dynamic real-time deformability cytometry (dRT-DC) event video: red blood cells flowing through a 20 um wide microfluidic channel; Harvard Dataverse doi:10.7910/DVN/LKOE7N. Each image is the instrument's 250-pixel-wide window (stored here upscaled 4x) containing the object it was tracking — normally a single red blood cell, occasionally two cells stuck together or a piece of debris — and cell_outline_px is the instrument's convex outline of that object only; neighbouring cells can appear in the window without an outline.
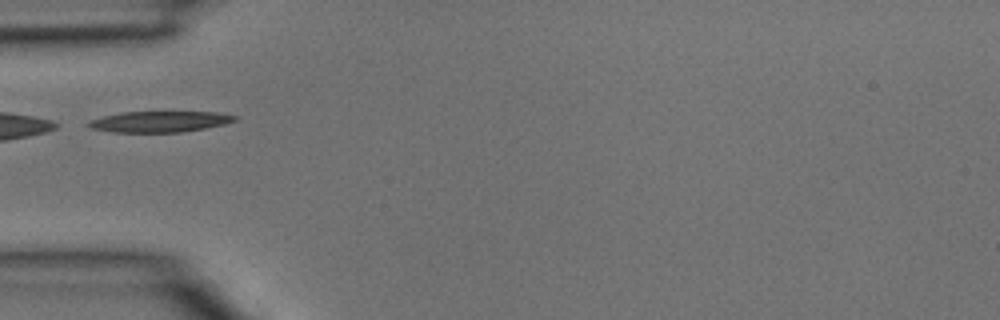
{"species": "common noctule bat (a hibernating species)", "species_latin": "Nyctalus noctula", "temperature_condition": "room temperature", "stored_images_in_passage": 2, "camera_frame_rate_fps": 3000, "um_per_image_px": 0.085, "animal": {"sex": "male", "body_mass_g": 15.6}, "frame": {"image": 1, "passage_image": 1, "time_ms": 0.0, "image_size_px": [1000, 320], "cell_outline_px": [[240, 116], [236, 120], [224, 124], [204, 128], [180, 132], [112, 132], [92, 128], [84, 124], [88, 120], [120, 112], [220, 112]], "centroid_in_image_um": [13.56, 10.33], "position_along_channel_um": 71.4, "area_um2": 17.92}}